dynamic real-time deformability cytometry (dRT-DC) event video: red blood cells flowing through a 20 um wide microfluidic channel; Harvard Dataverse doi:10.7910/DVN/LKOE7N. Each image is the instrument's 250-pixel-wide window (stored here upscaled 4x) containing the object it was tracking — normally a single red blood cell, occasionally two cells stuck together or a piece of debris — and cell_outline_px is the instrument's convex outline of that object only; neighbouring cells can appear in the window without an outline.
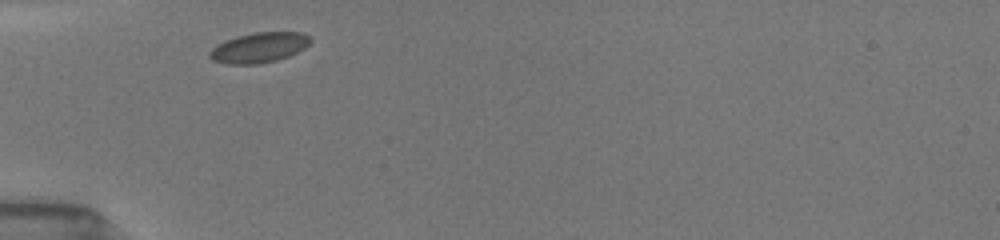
{"species": "common noctule bat (a hibernating species)", "species_latin": "Nyctalus noctula", "temperature_condition": "room temperature", "stored_images_in_passage": 13, "camera_frame_rate_fps": 3000, "um_per_image_px": 0.085, "animal": {"sex": "female", "body_mass_g": 19.5, "forearm_length_mm": 54.1}, "frame": {"image": 1, "passage_image": 1, "time_ms": 0.0, "image_size_px": [1000, 240], "cell_outline_px": [[312, 40], [304, 48], [288, 56], [276, 60], [260, 64], [228, 64], [212, 60], [208, 56], [208, 52], [212, 48], [236, 36], [252, 32], [300, 32], [308, 36]], "centroid_in_image_um": [22.0, 4.05], "position_along_channel_um": 63.0, "area_um2": 17.57}}
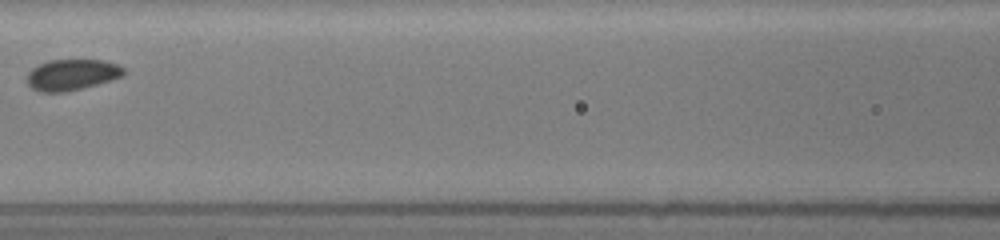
{"frame": {"image": 2, "passage_image": 6, "time_ms": 2.667, "image_size_px": [1000, 240], "cell_outline_px": [[124, 76], [96, 84], [64, 92], [40, 92], [32, 88], [28, 84], [28, 72], [32, 68], [48, 60], [104, 60], [116, 64], [124, 68]], "centroid_in_image_um": [6.1, 6.34], "position_along_channel_um": 160.5, "area_um2": 17.28}}
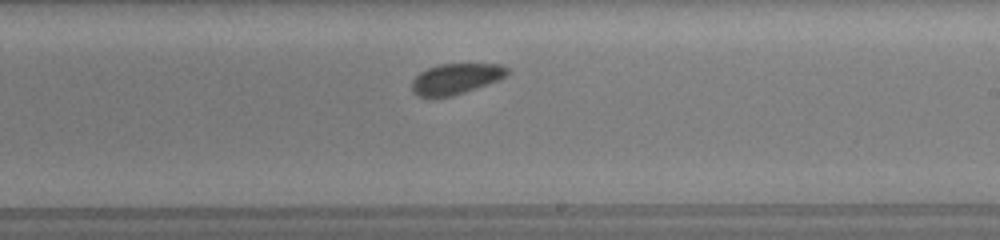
{"frame": {"image": 3, "passage_image": 12, "time_ms": 5.0, "image_size_px": [1000, 240], "cell_outline_px": [[508, 76], [500, 80], [452, 96], [416, 96], [412, 92], [412, 80], [420, 72], [428, 68], [440, 64], [500, 64], [508, 68]], "centroid_in_image_um": [38.77, 6.69], "position_along_channel_um": 250.2, "area_um2": 16.99}}